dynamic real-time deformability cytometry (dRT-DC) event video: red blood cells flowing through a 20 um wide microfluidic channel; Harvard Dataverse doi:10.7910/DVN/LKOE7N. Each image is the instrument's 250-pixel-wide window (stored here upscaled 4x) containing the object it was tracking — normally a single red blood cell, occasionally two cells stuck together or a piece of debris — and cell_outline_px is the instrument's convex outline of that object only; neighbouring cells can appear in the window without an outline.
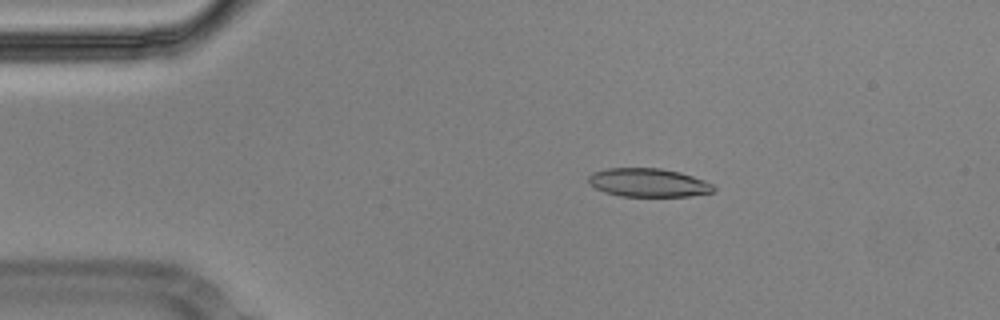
{"species": "Egyptian fruit bat (a non-hibernating species)", "species_latin": "Rousettus aegyptiacus", "temperature_condition": "cold", "stored_images_in_passage": 55, "camera_frame_rate_fps": 3000, "um_per_image_px": 0.085, "animal": {"sex": "male"}, "frame": {"image": 1, "passage_image": 10, "time_ms": 3.0, "image_size_px": [1000, 320], "cell_outline_px": [[716, 188], [712, 192], [688, 196], [620, 196], [604, 192], [596, 188], [588, 180], [588, 176], [592, 172], [608, 168], [660, 168], [680, 172], [704, 180], [712, 184]], "centroid_in_image_um": [55.1, 15.52], "position_along_channel_um": 29.9, "area_um2": 20.69}}
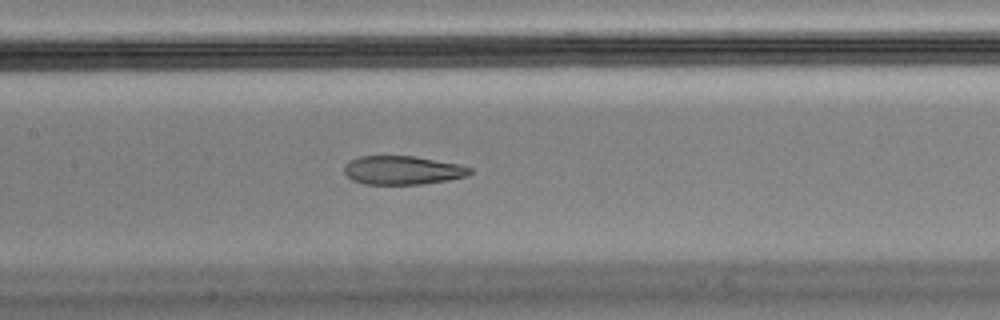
{"frame": {"image": 2, "passage_image": 26, "time_ms": 8.333, "image_size_px": [1000, 320], "cell_outline_px": [[472, 172], [468, 176], [448, 180], [420, 184], [364, 184], [352, 180], [344, 172], [344, 164], [348, 160], [360, 156], [416, 156], [460, 164], [472, 168]], "centroid_in_image_um": [34.22, 14.46], "position_along_channel_um": 173.2, "area_um2": 21.21}}
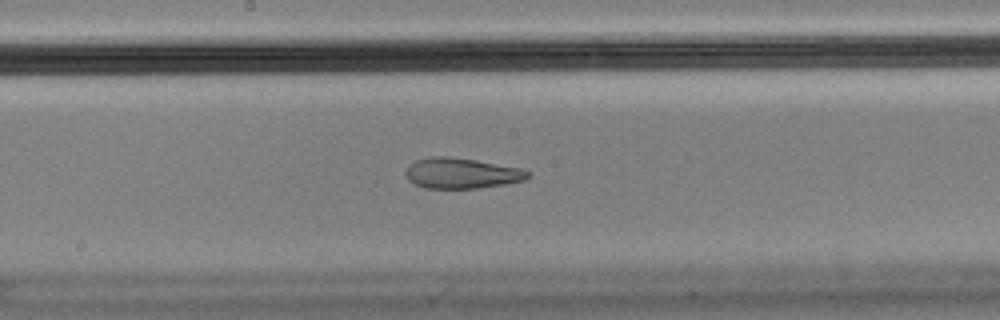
{"frame": {"image": 3, "passage_image": 29, "time_ms": 9.333, "image_size_px": [1000, 320], "cell_outline_px": [[532, 176], [524, 180], [504, 184], [476, 188], [424, 188], [408, 180], [404, 172], [408, 164], [416, 160], [432, 156], [448, 156], [476, 160], [520, 168], [532, 172]], "centroid_in_image_um": [39.22, 14.72], "position_along_channel_um": 209.0, "area_um2": 21.85}, "authors_computed_cell_mechanics": {"area_um2": 22.3108, "velocity_mm_per_s": 3.5842, "shape_relaxation_time_tau1_ms": null, "shape_relaxation_time_tau2_ms": 2.3033, "deformation_change_tau1": null, "deformation_change_tau2": 0.1108}}